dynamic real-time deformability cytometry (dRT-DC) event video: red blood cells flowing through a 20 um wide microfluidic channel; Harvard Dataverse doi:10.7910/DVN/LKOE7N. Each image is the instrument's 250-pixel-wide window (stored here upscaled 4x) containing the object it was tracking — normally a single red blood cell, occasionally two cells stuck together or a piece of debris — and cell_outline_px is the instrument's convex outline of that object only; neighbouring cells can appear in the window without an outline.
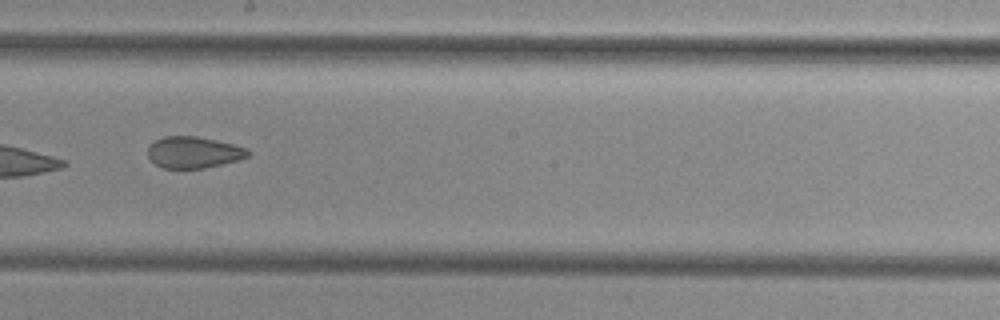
{"species": "common noctule bat (a hibernating species)", "species_latin": "Nyctalus noctula", "temperature_condition": "cold", "stored_images_in_passage": 13, "camera_frame_rate_fps": 3000, "um_per_image_px": 0.085, "animal": {"sex": "female", "body_mass_g": 29.2, "forearm_length_mm": 56.3}, "frame": {"image": 1, "passage_image": 8, "time_ms": 9.667, "image_size_px": [1000, 320], "cell_outline_px": [[252, 152], [248, 156], [240, 160], [204, 168], [164, 168], [156, 164], [148, 156], [148, 148], [156, 140], [164, 136], [196, 136], [216, 140], [248, 148]], "centroid_in_image_um": [16.5, 12.95], "position_along_channel_um": 231.7, "area_um2": 18.32}}
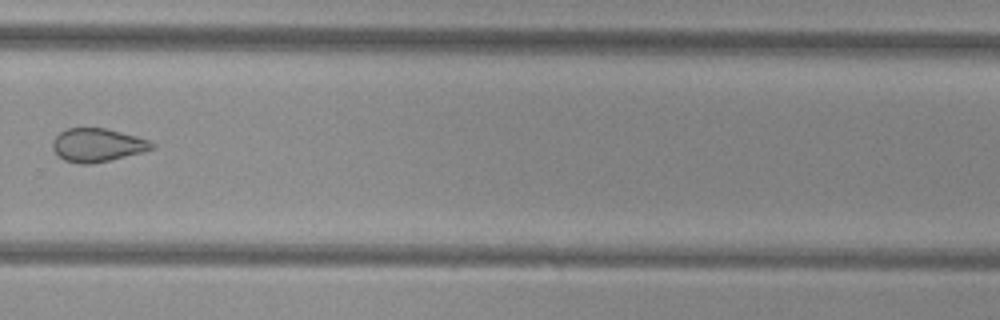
{"frame": {"image": 2, "passage_image": 10, "time_ms": 12.0, "image_size_px": [1000, 320], "cell_outline_px": [[156, 148], [92, 164], [80, 164], [64, 160], [52, 148], [52, 140], [60, 132], [68, 128], [104, 128], [136, 136], [148, 140], [156, 144]], "centroid_in_image_um": [8.26, 12.33], "position_along_channel_um": 321.5, "area_um2": 19.07}, "authors_computed_cell_mechanics": {"area_um2": 21.9062, "velocity_mm_per_s": 3.86, "shape_relaxation_time_tau1_ms": null, "shape_relaxation_time_tau2_ms": 2.6066, "deformation_change_tau1": null, "deformation_change_tau2": 0.0565}}